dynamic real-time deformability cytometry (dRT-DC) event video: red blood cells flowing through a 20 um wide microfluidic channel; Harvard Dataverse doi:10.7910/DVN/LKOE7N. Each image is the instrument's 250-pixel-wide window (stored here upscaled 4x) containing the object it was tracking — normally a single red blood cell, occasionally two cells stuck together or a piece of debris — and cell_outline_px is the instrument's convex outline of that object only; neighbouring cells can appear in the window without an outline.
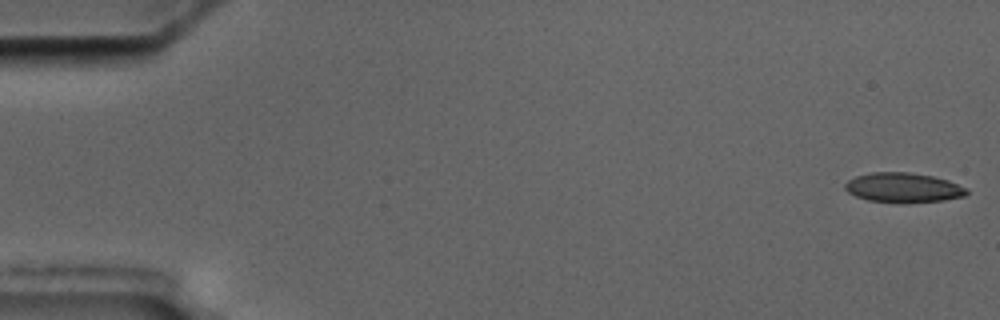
{"species": "common noctule bat (a hibernating species)", "species_latin": "Nyctalus noctula", "temperature_condition": "cold", "stored_images_in_passage": 5, "segment_of_instrument_passage": [1, 2], "camera_frame_rate_fps": 3000, "um_per_image_px": 0.085, "animal": {"sex": "male", "body_mass_g": 17.5, "forearm_length_mm": 52.3}, "frame": {"image": 1, "passage_image": 1, "time_ms": 0.0, "image_size_px": [1000, 320], "cell_outline_px": [[968, 192], [964, 196], [944, 200], [868, 200], [856, 196], [848, 192], [844, 188], [844, 184], [848, 180], [856, 176], [872, 172], [908, 172], [932, 176], [948, 180], [968, 188]], "centroid_in_image_um": [76.77, 15.9], "position_along_channel_um": 8.2, "area_um2": 20.17}}